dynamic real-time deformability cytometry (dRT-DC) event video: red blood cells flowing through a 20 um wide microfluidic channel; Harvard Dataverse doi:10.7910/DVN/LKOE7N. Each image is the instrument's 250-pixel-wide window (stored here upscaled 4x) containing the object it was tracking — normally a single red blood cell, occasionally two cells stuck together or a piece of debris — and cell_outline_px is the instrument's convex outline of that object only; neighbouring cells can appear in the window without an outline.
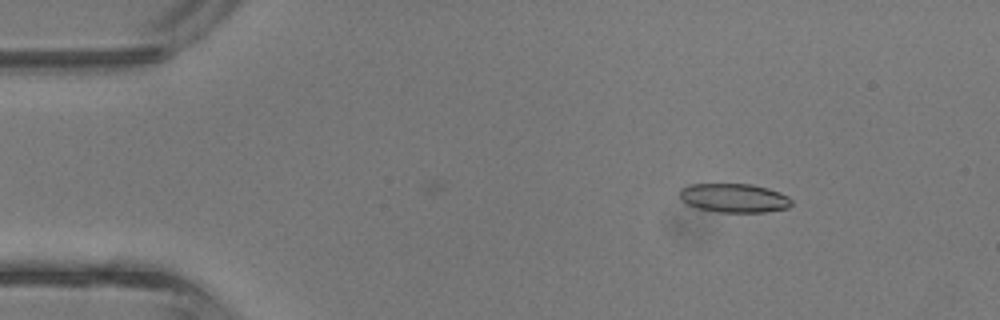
{"species": "common noctule bat (a hibernating species)", "species_latin": "Nyctalus noctula", "temperature_condition": "room temperature", "stored_images_in_passage": 35, "camera_frame_rate_fps": 3000, "um_per_image_px": 0.085, "animal": {"sex": "male", "body_mass_g": 13.3}, "frame": {"image": 1, "passage_image": 4, "time_ms": 1.0, "image_size_px": [1000, 320], "cell_outline_px": [[792, 204], [788, 208], [764, 212], [720, 212], [700, 208], [688, 204], [680, 196], [680, 188], [688, 184], [752, 184], [768, 188], [780, 192], [788, 196], [792, 200]], "centroid_in_image_um": [62.44, 16.82], "position_along_channel_um": 22.6, "area_um2": 18.79}}
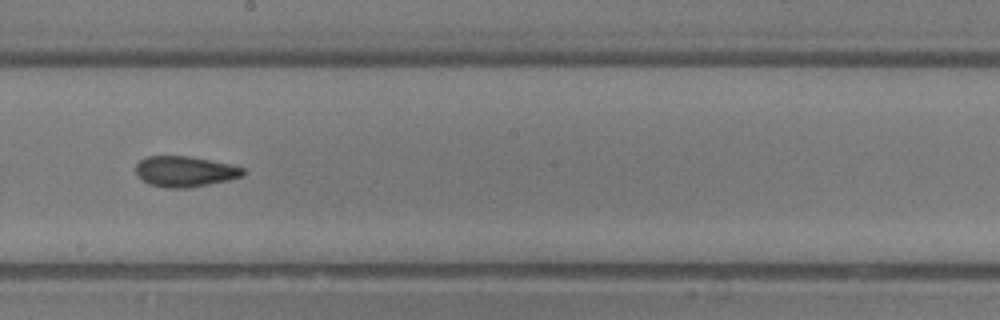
{"frame": {"image": 2, "passage_image": 22, "time_ms": 7.0, "image_size_px": [1000, 320], "cell_outline_px": [[244, 176], [228, 180], [188, 188], [168, 188], [148, 184], [140, 180], [136, 176], [136, 164], [140, 160], [148, 156], [192, 156], [232, 164], [244, 168]], "centroid_in_image_um": [15.71, 14.57], "position_along_channel_um": 232.5, "area_um2": 19.42}}
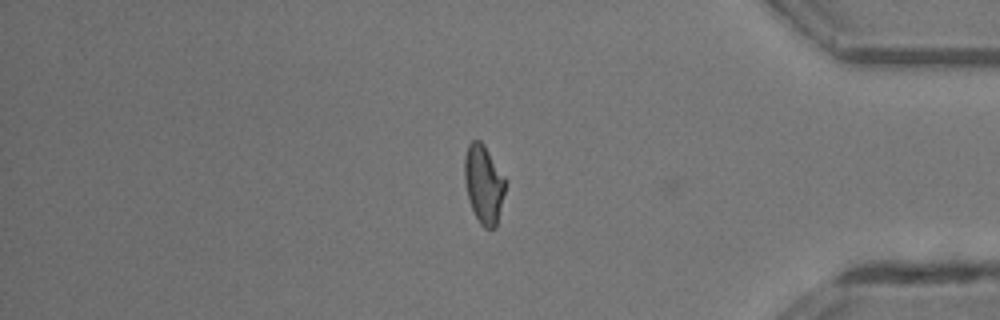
{"frame": {"image": 3, "passage_image": 34, "time_ms": 11.0, "image_size_px": [1000, 320], "cell_outline_px": [[508, 180], [496, 228], [484, 228], [480, 224], [472, 208], [468, 196], [464, 180], [464, 156], [468, 144], [472, 140], [480, 140], [484, 144]], "centroid_in_image_um": [41.14, 15.62], "position_along_channel_um": 394.1, "area_um2": 19.02}, "authors_computed_cell_mechanics": {"area_um2": 19.0162, "velocity_mm_per_s": 4.785, "shape_relaxation_time_tau1_ms": 5.1773, "shape_relaxation_time_tau2_ms": 1.4586, "deformation_change_tau1": 0.1992, "deformation_change_tau2": 0.0847}}